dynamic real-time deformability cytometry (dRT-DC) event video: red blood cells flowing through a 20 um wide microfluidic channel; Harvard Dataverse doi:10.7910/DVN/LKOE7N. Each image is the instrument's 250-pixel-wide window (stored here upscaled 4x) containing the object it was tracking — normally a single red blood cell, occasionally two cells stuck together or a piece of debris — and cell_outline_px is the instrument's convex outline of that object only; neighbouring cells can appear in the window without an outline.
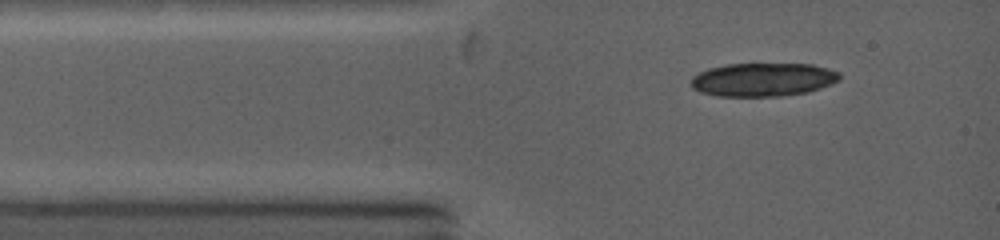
{"species": "common noctule bat (a hibernating species)", "species_latin": "Nyctalus noctula", "temperature_condition": "warm", "stored_images_in_passage": 1, "camera_frame_rate_fps": 5000, "um_per_image_px": 0.085, "animal": {"sex": "female", "body_mass_g": 19.0, "forearm_length_mm": 53.3}, "frame": {"image": 1, "passage_image": 1, "time_ms": 0.0, "image_size_px": [1000, 240], "cell_outline_px": [[840, 76], [836, 80], [820, 88], [804, 92], [776, 96], [720, 96], [700, 92], [692, 88], [692, 80], [700, 72], [712, 68], [728, 64], [812, 64], [840, 72]], "centroid_in_image_um": [64.85, 6.76], "position_along_channel_um": 20.2, "area_um2": 28.32}}